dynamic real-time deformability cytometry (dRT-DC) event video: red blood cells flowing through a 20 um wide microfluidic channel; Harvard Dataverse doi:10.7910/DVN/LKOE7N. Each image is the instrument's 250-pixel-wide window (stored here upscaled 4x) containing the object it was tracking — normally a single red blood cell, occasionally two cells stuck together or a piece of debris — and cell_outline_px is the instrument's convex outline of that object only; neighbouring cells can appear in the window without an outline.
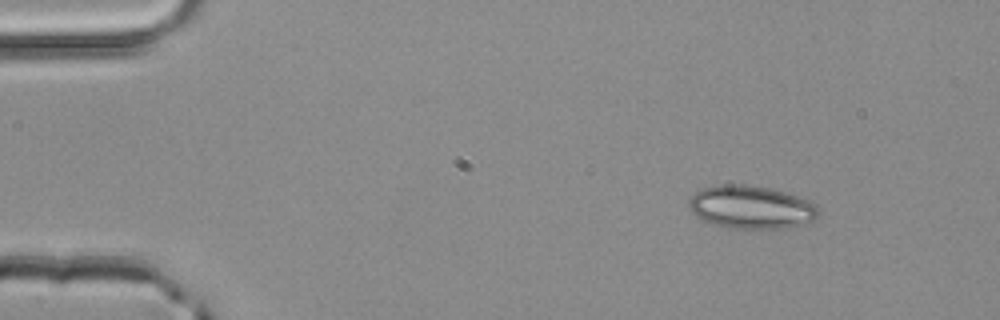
{"species": "common noctule bat (a hibernating species)", "species_latin": "Nyctalus noctula", "temperature_condition": "room temperature", "stored_images_in_passage": 3, "camera_frame_rate_fps": 3000, "um_per_image_px": 0.085, "animal": {"sex": "male", "body_mass_g": 20.4}, "frame": {"image": 1, "passage_image": 1, "time_ms": 0.0, "image_size_px": [1000, 320], "cell_outline_px": [[820, 212], [816, 220], [804, 224], [784, 228], [728, 228], [712, 224], [696, 216], [688, 208], [688, 200], [700, 188], [720, 184], [744, 184], [768, 188], [784, 192], [808, 200], [816, 204], [820, 208]], "centroid_in_image_um": [63.85, 17.61], "position_along_channel_um": 21.2, "area_um2": 32.77}}